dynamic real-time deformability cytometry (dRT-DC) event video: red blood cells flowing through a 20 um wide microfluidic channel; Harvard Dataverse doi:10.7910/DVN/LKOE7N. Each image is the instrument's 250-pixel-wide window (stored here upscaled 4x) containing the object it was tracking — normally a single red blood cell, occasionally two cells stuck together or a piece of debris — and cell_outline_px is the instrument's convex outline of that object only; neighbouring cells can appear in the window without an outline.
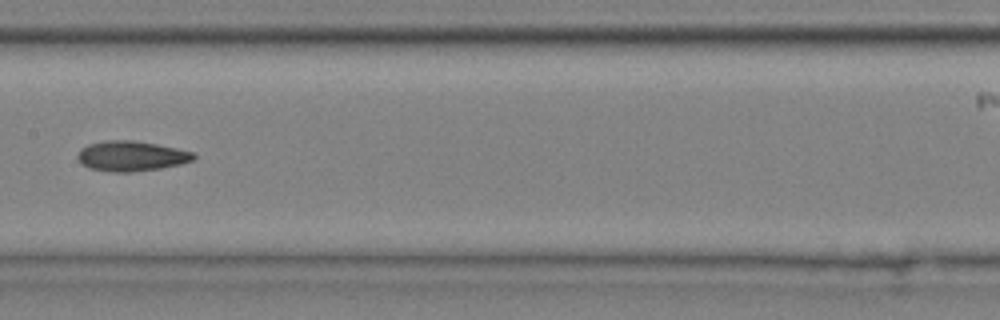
{"species": "common noctule bat (a hibernating species)", "species_latin": "Nyctalus noctula", "temperature_condition": "cold", "stored_images_in_passage": 7, "camera_frame_rate_fps": 3000, "um_per_image_px": 0.085, "animal": {"sex": "male", "body_mass_g": 20.4}, "frame": {"image": 1, "passage_image": 7, "time_ms": 2.0, "image_size_px": [1000, 320], "cell_outline_px": [[196, 156], [192, 160], [180, 164], [160, 168], [132, 172], [112, 172], [88, 168], [76, 156], [80, 148], [88, 144], [104, 140], [132, 140], [156, 144], [196, 152]], "centroid_in_image_um": [11.15, 13.26], "position_along_channel_um": 196.2, "area_um2": 20.4}}